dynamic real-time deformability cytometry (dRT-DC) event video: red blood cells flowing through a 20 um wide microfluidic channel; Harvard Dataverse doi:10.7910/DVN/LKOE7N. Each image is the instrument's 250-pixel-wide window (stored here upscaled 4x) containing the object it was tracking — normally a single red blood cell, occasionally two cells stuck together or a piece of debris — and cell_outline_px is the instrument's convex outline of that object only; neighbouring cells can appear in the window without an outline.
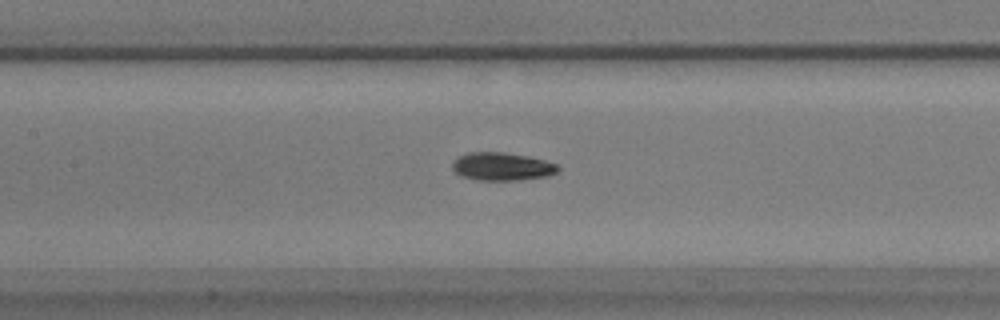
{"species": "common noctule bat (a hibernating species)", "species_latin": "Nyctalus noctula", "temperature_condition": "warm", "stored_images_in_passage": 58, "camera_frame_rate_fps": 3000, "um_per_image_px": 0.085, "animal": {"sex": "male", "body_mass_g": 17.9}, "frame": {"image": 1, "passage_image": 26, "time_ms": 8.333, "image_size_px": [1000, 320], "cell_outline_px": [[560, 168], [556, 172], [548, 176], [516, 180], [476, 180], [460, 176], [452, 168], [452, 160], [468, 152], [504, 152], [528, 156], [560, 164]], "centroid_in_image_um": [42.67, 14.15], "position_along_channel_um": 164.7, "area_um2": 17.4}}
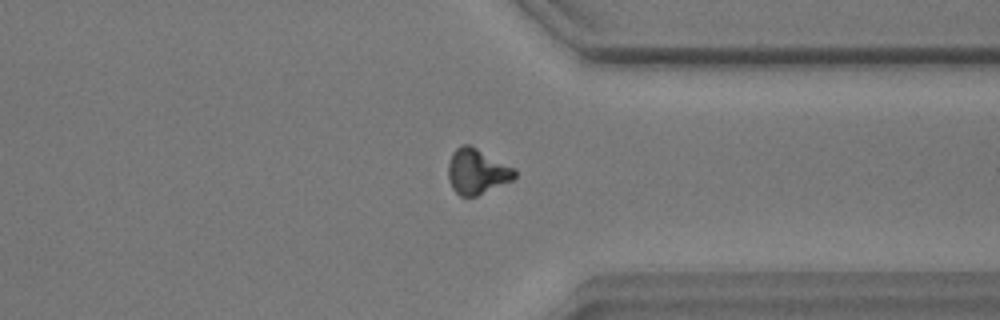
{"frame": {"image": 2, "passage_image": 44, "time_ms": 14.333, "image_size_px": [1000, 320], "cell_outline_px": [[516, 176], [512, 180], [476, 196], [460, 196], [452, 188], [448, 176], [448, 164], [452, 152], [460, 144], [468, 144], [516, 168]], "centroid_in_image_um": [40.53, 14.56], "position_along_channel_um": 370.9, "area_um2": 17.51}}
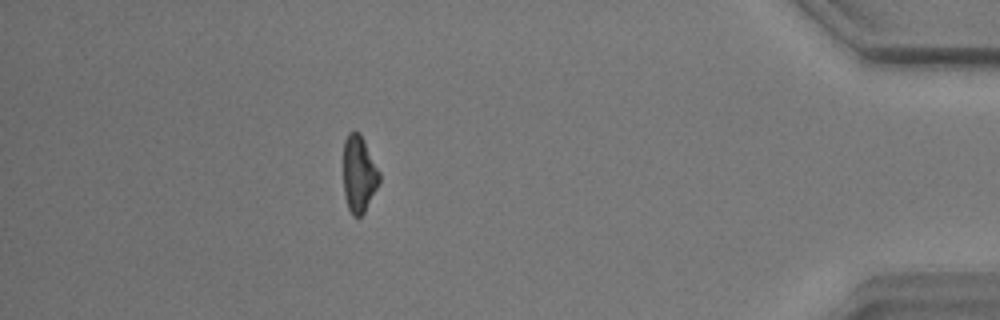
{"frame": {"image": 3, "passage_image": 51, "time_ms": 16.667, "image_size_px": [1000, 320], "cell_outline_px": [[380, 184], [364, 212], [360, 216], [352, 216], [348, 208], [344, 196], [344, 140], [348, 132], [360, 132], [380, 172]], "centroid_in_image_um": [30.52, 14.8], "position_along_channel_um": 404.7, "area_um2": 16.18}, "authors_computed_cell_mechanics": {"area_um2": 16.762, "velocity_mm_per_s": 3.4814, "shape_relaxation_time_tau1_ms": 3.3826, "shape_relaxation_time_tau2_ms": 4.493, "deformation_change_tau1": 0.1297, "deformation_change_tau2": 0.1042}}